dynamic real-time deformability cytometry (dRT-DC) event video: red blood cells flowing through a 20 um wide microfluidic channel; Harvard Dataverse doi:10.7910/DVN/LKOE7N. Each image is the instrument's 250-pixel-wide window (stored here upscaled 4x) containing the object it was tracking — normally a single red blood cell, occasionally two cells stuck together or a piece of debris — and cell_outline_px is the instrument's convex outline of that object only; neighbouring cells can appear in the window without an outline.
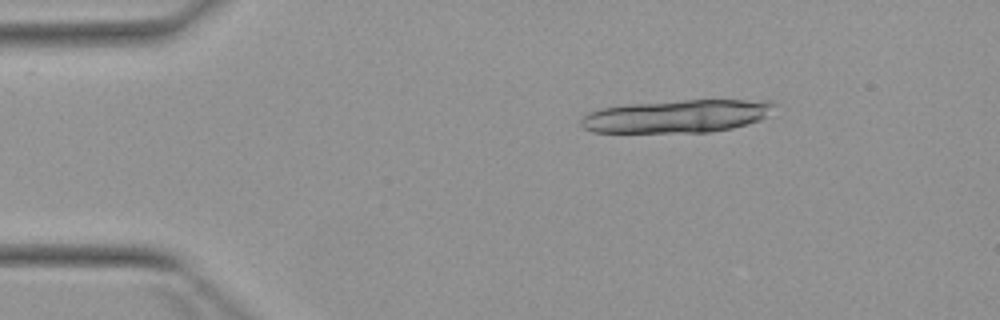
{"species": "Egyptian fruit bat (a non-hibernating species)", "species_latin": "Rousettus aegyptiacus", "temperature_condition": "warm", "stored_images_in_passage": 7, "camera_frame_rate_fps": 3000, "um_per_image_px": 0.085, "animal": {"sex": "female"}, "frame": {"image": 1, "passage_image": 1, "time_ms": 0.0, "image_size_px": [1000, 320], "cell_outline_px": [[780, 104], [760, 120], [748, 124], [732, 128], [712, 132], [592, 132], [584, 128], [580, 124], [580, 120], [588, 112], [600, 108], [628, 104], [684, 100], [772, 100]], "centroid_in_image_um": [57.59, 9.87], "position_along_channel_um": 27.4, "area_um2": 37.28}}
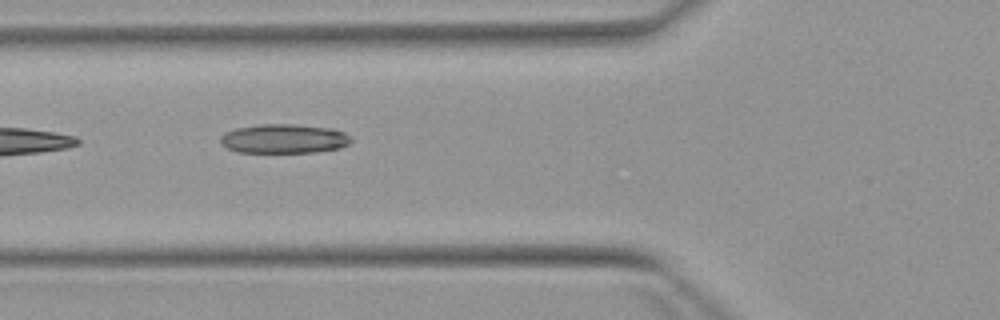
{"frame": {"image": 2, "passage_image": 4, "time_ms": 3.667, "image_size_px": [1000, 320], "cell_outline_px": [[352, 140], [348, 144], [340, 148], [312, 152], [236, 152], [220, 144], [220, 136], [224, 132], [236, 128], [260, 124], [296, 124], [332, 128], [344, 132]], "centroid_in_image_um": [24.1, 11.78], "position_along_channel_um": 101.7, "area_um2": 22.31}}
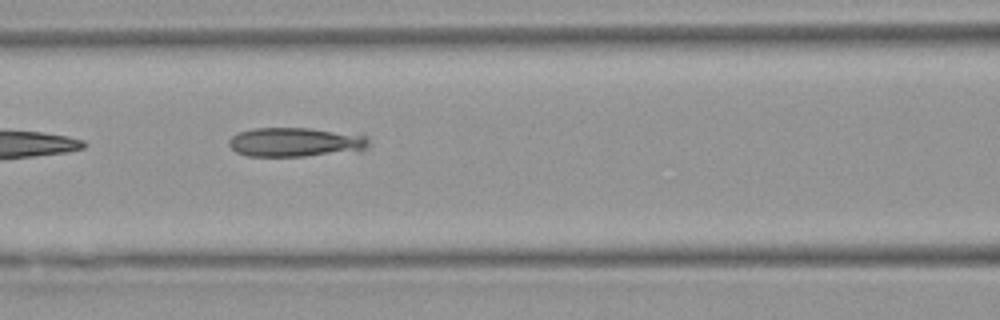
{"frame": {"image": 3, "passage_image": 5, "time_ms": 4.667, "image_size_px": [1000, 320], "cell_outline_px": [[368, 148], [360, 152], [304, 156], [244, 156], [236, 152], [228, 144], [228, 140], [232, 136], [240, 132], [252, 128], [308, 128], [368, 136]], "centroid_in_image_um": [25.13, 12.1], "position_along_channel_um": 141.5, "area_um2": 24.04}}